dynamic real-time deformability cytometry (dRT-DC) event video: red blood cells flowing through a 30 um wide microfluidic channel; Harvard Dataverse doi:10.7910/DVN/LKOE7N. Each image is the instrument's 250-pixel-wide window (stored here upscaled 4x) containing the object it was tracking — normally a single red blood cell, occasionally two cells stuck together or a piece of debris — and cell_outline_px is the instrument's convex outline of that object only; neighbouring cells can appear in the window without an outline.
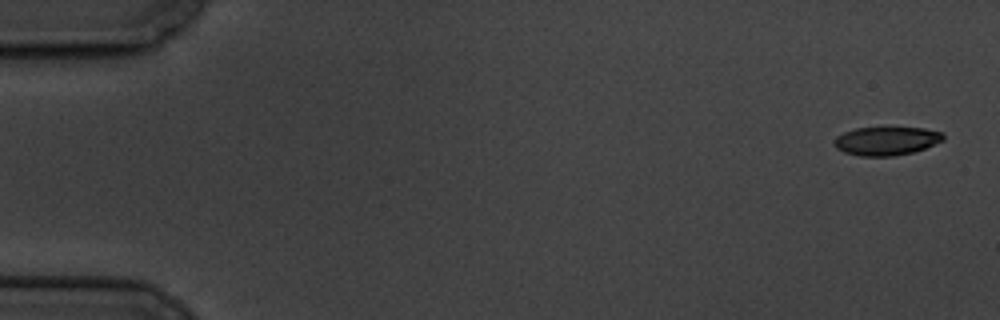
{"species": "common noctule bat (a hibernating species)", "species_latin": "Nyctalus noctula", "temperature_condition": "cold", "stored_images_in_passage": 6, "camera_frame_rate_fps": 3000, "um_per_image_px": 0.085, "animal": {"sex": "male", "body_mass_g": 19.5, "forearm_length_mm": 54.6}, "frame": {"image": 1, "passage_image": 1, "time_ms": 0.0, "image_size_px": [1000, 320], "cell_outline_px": [[944, 140], [924, 148], [912, 152], [892, 156], [860, 156], [844, 152], [836, 148], [832, 144], [832, 140], [836, 136], [844, 132], [856, 128], [924, 128], [944, 132]], "centroid_in_image_um": [75.31, 11.98], "position_along_channel_um": 9.7, "area_um2": 18.15}}
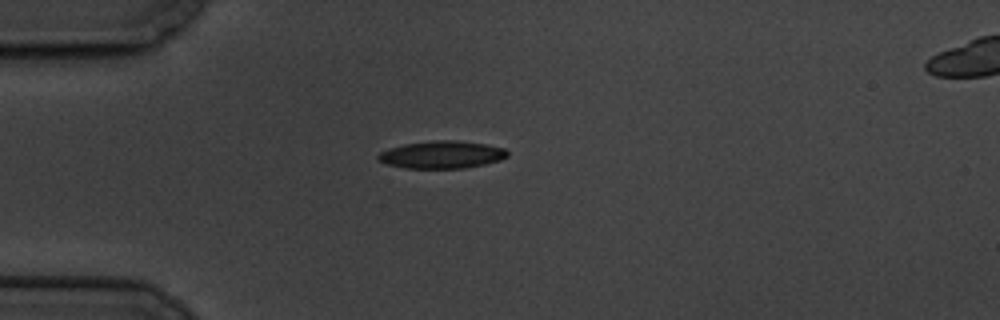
{"frame": {"image": 2, "passage_image": 5, "time_ms": 4.667, "image_size_px": [1000, 320], "cell_outline_px": [[508, 156], [500, 160], [484, 164], [464, 168], [408, 168], [388, 164], [380, 160], [376, 156], [380, 152], [388, 148], [404, 144], [432, 140], [456, 140], [488, 144], [504, 148], [508, 152]], "centroid_in_image_um": [37.58, 13.13], "position_along_channel_um": 47.4, "area_um2": 20.69}}